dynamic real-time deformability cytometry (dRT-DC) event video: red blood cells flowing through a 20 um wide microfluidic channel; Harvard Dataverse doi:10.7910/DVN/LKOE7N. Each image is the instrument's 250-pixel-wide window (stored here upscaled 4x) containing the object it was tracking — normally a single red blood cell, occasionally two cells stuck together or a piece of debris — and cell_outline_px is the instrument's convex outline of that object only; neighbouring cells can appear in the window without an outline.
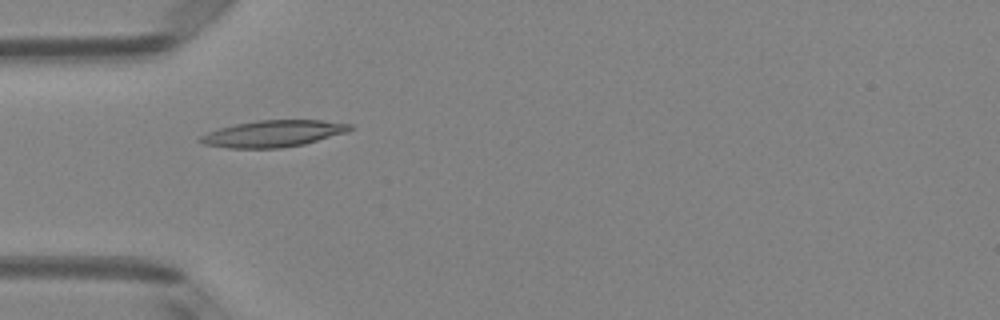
{"species": "Egyptian fruit bat (a non-hibernating species)", "species_latin": "Rousettus aegyptiacus", "temperature_condition": "room temperature", "stored_images_in_passage": 51, "camera_frame_rate_fps": 3000, "um_per_image_px": 0.085, "animal": {"sex": "female"}, "frame": {"image": 1, "passage_image": 16, "time_ms": 5.0, "image_size_px": [1000, 320], "cell_outline_px": [[352, 128], [348, 132], [304, 144], [280, 148], [228, 148], [204, 144], [196, 140], [200, 136], [208, 132], [220, 128], [236, 124], [256, 120], [324, 120], [352, 124]], "centroid_in_image_um": [23.23, 11.36], "position_along_channel_um": 61.8, "area_um2": 23.24}}
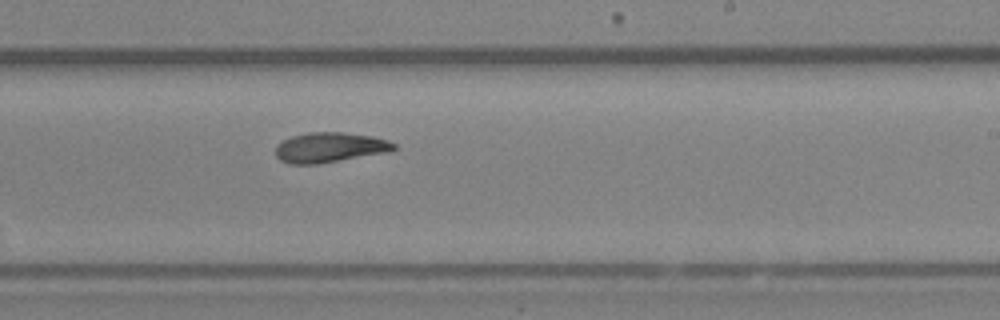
{"frame": {"image": 2, "passage_image": 31, "time_ms": 10.0, "image_size_px": [1000, 320], "cell_outline_px": [[396, 148], [388, 152], [316, 164], [288, 164], [280, 160], [276, 156], [276, 144], [292, 136], [308, 132], [344, 132], [372, 136], [388, 140], [396, 144]], "centroid_in_image_um": [28.01, 12.53], "position_along_channel_um": 261.0, "area_um2": 20.69}}
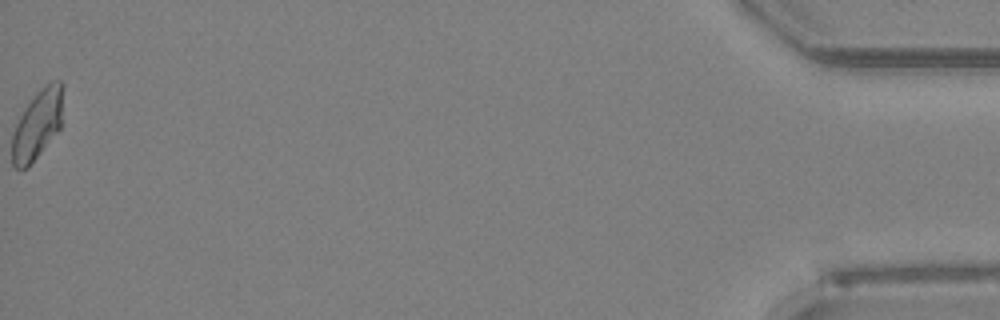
{"frame": {"image": 3, "passage_image": 51, "time_ms": 16.667, "image_size_px": [1000, 320], "cell_outline_px": [[64, 84], [60, 128], [28, 168], [16, 168], [12, 164], [12, 132], [24, 108], [36, 92], [40, 88], [52, 80], [60, 80]], "centroid_in_image_um": [3.18, 10.55], "position_along_channel_um": 432.0, "area_um2": 20.69}, "authors_computed_cell_mechanics": {"area_um2": 20.8658, "velocity_mm_per_s": 4.0392, "shape_relaxation_time_tau1_ms": 8.7251, "shape_relaxation_time_tau2_ms": 5.7461, "deformation_change_tau1": 0.2216, "deformation_change_tau2": 0.1352}}